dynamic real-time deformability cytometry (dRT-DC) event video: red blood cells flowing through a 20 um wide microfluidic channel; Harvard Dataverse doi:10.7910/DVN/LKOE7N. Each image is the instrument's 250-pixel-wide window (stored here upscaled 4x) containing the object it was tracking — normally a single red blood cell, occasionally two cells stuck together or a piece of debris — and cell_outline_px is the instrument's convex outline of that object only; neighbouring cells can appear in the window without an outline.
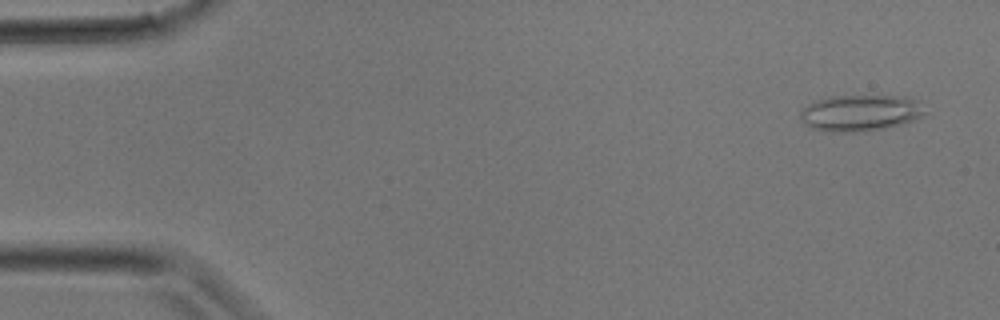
{"species": "common noctule bat (a hibernating species)", "species_latin": "Nyctalus noctula", "temperature_condition": "room temperature", "stored_images_in_passage": 16, "camera_frame_rate_fps": 3000, "um_per_image_px": 0.085, "animal": {"sex": "male", "body_mass_g": 17.9}, "frame": {"image": 1, "passage_image": 1, "time_ms": 0.0, "image_size_px": [1000, 320], "cell_outline_px": [[928, 112], [924, 116], [904, 124], [864, 132], [824, 132], [812, 128], [804, 124], [800, 116], [800, 112], [808, 104], [832, 96], [904, 96], [916, 100]], "centroid_in_image_um": [73.16, 9.62], "position_along_channel_um": 11.8, "area_um2": 26.59}}
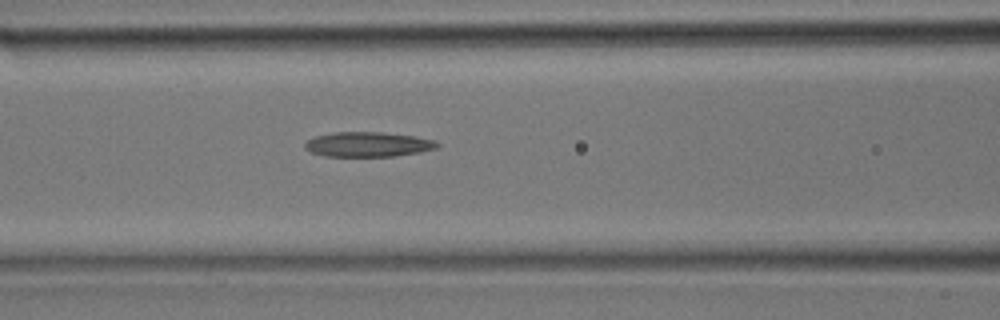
{"frame": {"image": 2, "passage_image": 12, "time_ms": 3.667, "image_size_px": [1000, 320], "cell_outline_px": [[440, 144], [436, 148], [420, 152], [392, 156], [324, 156], [312, 152], [304, 148], [304, 144], [308, 140], [316, 136], [336, 132], [380, 132], [412, 136], [436, 140]], "centroid_in_image_um": [31.28, 12.27], "position_along_channel_um": 135.3, "area_um2": 18.96}}
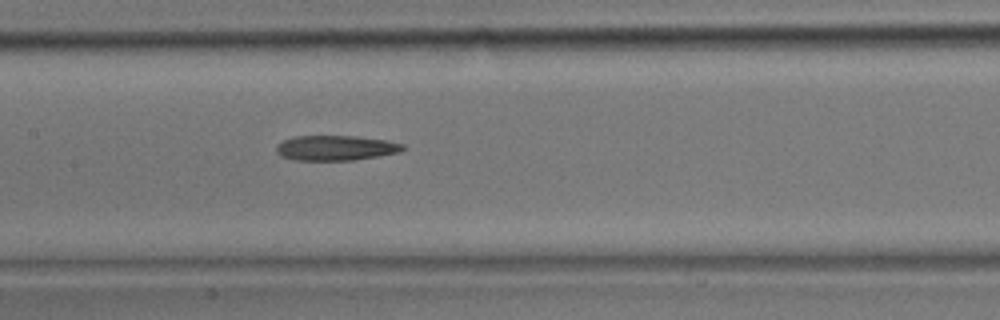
{"frame": {"image": 3, "passage_image": 14, "time_ms": 4.333, "image_size_px": [1000, 320], "cell_outline_px": [[408, 148], [400, 152], [356, 160], [296, 160], [280, 156], [276, 152], [276, 144], [292, 136], [356, 136], [384, 140], [404, 144]], "centroid_in_image_um": [28.54, 12.57], "position_along_channel_um": 178.9, "area_um2": 18.61}}